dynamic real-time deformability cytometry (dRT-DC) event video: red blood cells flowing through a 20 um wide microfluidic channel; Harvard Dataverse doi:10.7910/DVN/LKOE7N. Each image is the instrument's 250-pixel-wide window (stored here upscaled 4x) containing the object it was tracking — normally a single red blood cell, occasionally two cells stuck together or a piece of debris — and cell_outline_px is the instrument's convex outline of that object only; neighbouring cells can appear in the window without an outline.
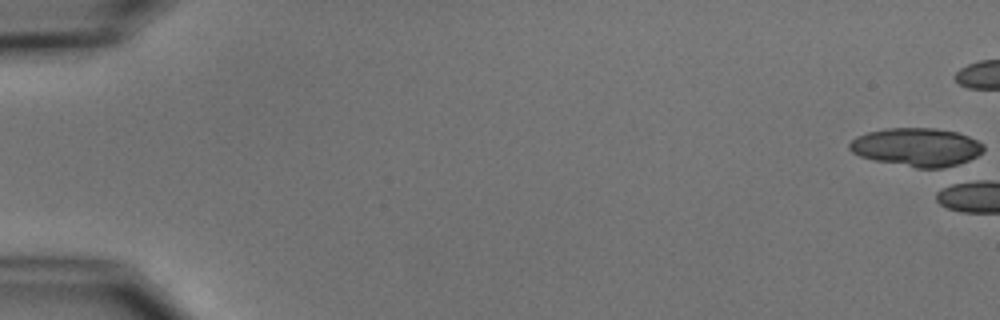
{"species": "common noctule bat (a hibernating species)", "species_latin": "Nyctalus noctula", "temperature_condition": "cold", "stored_images_in_passage": 1, "camera_frame_rate_fps": 3000, "um_per_image_px": 0.085, "animal": {"sex": "male", "body_mass_g": 15.6}, "frame": {"image": 1, "passage_image": 1, "time_ms": 0.0, "image_size_px": [1000, 320], "cell_outline_px": [[984, 152], [968, 160], [944, 168], [916, 168], [876, 160], [860, 156], [852, 152], [848, 148], [848, 144], [856, 136], [868, 132], [888, 128], [936, 128], [956, 132], [968, 136], [984, 144]], "centroid_in_image_um": [77.92, 12.5], "position_along_channel_um": 7.1, "area_um2": 29.88}}